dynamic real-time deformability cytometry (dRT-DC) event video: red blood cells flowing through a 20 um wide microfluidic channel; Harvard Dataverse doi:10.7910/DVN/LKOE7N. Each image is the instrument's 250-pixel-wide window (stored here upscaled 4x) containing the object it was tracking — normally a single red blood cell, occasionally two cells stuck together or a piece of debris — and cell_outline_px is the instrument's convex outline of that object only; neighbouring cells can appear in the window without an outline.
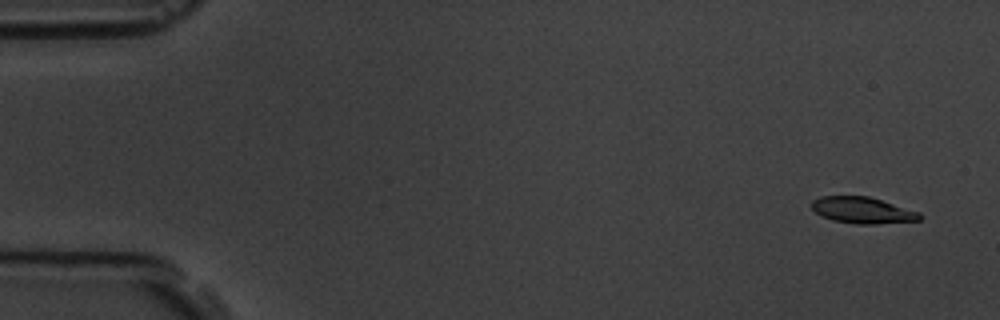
{"species": "common noctule bat (a hibernating species)", "species_latin": "Nyctalus noctula", "temperature_condition": "room temperature", "stored_images_in_passage": 5, "camera_frame_rate_fps": 3000, "um_per_image_px": 0.085, "animal": {"sex": "male", "body_mass_g": 19.5, "forearm_length_mm": 54.6}, "frame": {"image": 1, "passage_image": 1, "time_ms": 0.0, "image_size_px": [1000, 320], "cell_outline_px": [[924, 216], [920, 220], [876, 224], [856, 224], [832, 220], [820, 216], [812, 208], [812, 200], [820, 196], [868, 196], [920, 212]], "centroid_in_image_um": [73.32, 17.87], "position_along_channel_um": 11.7, "area_um2": 16.65}}
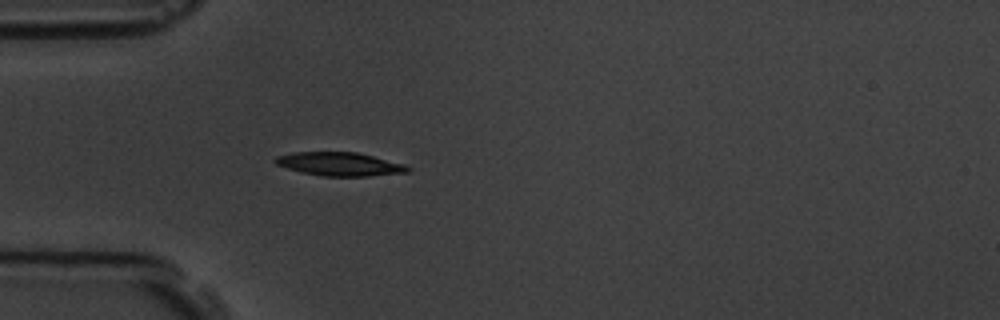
{"frame": {"image": 2, "passage_image": 5, "time_ms": 4.667, "image_size_px": [1000, 320], "cell_outline_px": [[412, 168], [408, 172], [368, 176], [324, 176], [304, 172], [288, 168], [276, 164], [272, 160], [276, 156], [292, 152], [356, 152], [404, 164]], "centroid_in_image_um": [28.86, 13.94], "position_along_channel_um": 56.1, "area_um2": 17.98}}